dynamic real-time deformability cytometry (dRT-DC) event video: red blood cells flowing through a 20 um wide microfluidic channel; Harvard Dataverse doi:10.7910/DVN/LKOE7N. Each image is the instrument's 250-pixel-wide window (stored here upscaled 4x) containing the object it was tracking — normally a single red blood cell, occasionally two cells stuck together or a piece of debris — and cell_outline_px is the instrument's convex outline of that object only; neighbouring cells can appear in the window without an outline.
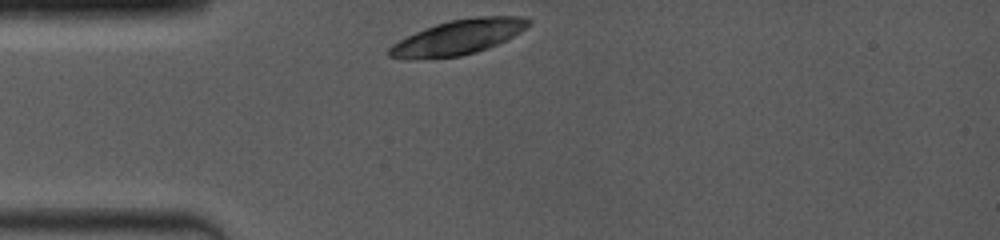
{"species": "common noctule bat (a hibernating species)", "species_latin": "Nyctalus noctula", "temperature_condition": "room temperature", "stored_images_in_passage": 2, "camera_frame_rate_fps": 4000, "um_per_image_px": 0.085, "animal": {"sex": "female", "body_mass_g": 19.0, "forearm_length_mm": 53.3}, "frame": {"image": 1, "passage_image": 1, "time_ms": 0.0, "image_size_px": [1000, 240], "cell_outline_px": [[532, 24], [520, 32], [488, 48], [476, 52], [460, 56], [412, 60], [404, 60], [388, 56], [388, 48], [392, 44], [416, 32], [436, 24], [448, 20], [476, 16], [528, 16], [532, 20]], "centroid_in_image_um": [38.95, 3.16], "position_along_channel_um": 46.0, "area_um2": 28.5}}